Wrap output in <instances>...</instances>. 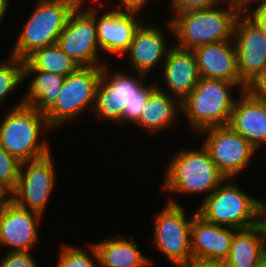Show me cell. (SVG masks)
Returning <instances> with one entry per match:
<instances>
[{
    "label": "cell",
    "instance_id": "2",
    "mask_svg": "<svg viewBox=\"0 0 266 267\" xmlns=\"http://www.w3.org/2000/svg\"><path fill=\"white\" fill-rule=\"evenodd\" d=\"M23 101L20 100L10 109L0 123V144L21 163L37 160L51 153L47 140H40L44 127L51 129L45 113L24 104Z\"/></svg>",
    "mask_w": 266,
    "mask_h": 267
},
{
    "label": "cell",
    "instance_id": "27",
    "mask_svg": "<svg viewBox=\"0 0 266 267\" xmlns=\"http://www.w3.org/2000/svg\"><path fill=\"white\" fill-rule=\"evenodd\" d=\"M6 61H0V105L24 80V60L10 55Z\"/></svg>",
    "mask_w": 266,
    "mask_h": 267
},
{
    "label": "cell",
    "instance_id": "14",
    "mask_svg": "<svg viewBox=\"0 0 266 267\" xmlns=\"http://www.w3.org/2000/svg\"><path fill=\"white\" fill-rule=\"evenodd\" d=\"M193 52L200 77L232 82L245 91L246 86L241 82L238 71L234 39L199 46Z\"/></svg>",
    "mask_w": 266,
    "mask_h": 267
},
{
    "label": "cell",
    "instance_id": "18",
    "mask_svg": "<svg viewBox=\"0 0 266 267\" xmlns=\"http://www.w3.org/2000/svg\"><path fill=\"white\" fill-rule=\"evenodd\" d=\"M162 66V78L169 90V95L182 102L195 88L199 81L197 60L192 50L172 45Z\"/></svg>",
    "mask_w": 266,
    "mask_h": 267
},
{
    "label": "cell",
    "instance_id": "9",
    "mask_svg": "<svg viewBox=\"0 0 266 267\" xmlns=\"http://www.w3.org/2000/svg\"><path fill=\"white\" fill-rule=\"evenodd\" d=\"M54 166L51 153L43 158L21 163L17 184L9 193V199L21 208L43 216L55 184Z\"/></svg>",
    "mask_w": 266,
    "mask_h": 267
},
{
    "label": "cell",
    "instance_id": "4",
    "mask_svg": "<svg viewBox=\"0 0 266 267\" xmlns=\"http://www.w3.org/2000/svg\"><path fill=\"white\" fill-rule=\"evenodd\" d=\"M168 164L163 189L170 193L191 195L206 192V198L226 180L203 145L199 150L178 151Z\"/></svg>",
    "mask_w": 266,
    "mask_h": 267
},
{
    "label": "cell",
    "instance_id": "22",
    "mask_svg": "<svg viewBox=\"0 0 266 267\" xmlns=\"http://www.w3.org/2000/svg\"><path fill=\"white\" fill-rule=\"evenodd\" d=\"M101 267H146L151 261L138 249L133 239L111 237L94 243Z\"/></svg>",
    "mask_w": 266,
    "mask_h": 267
},
{
    "label": "cell",
    "instance_id": "36",
    "mask_svg": "<svg viewBox=\"0 0 266 267\" xmlns=\"http://www.w3.org/2000/svg\"><path fill=\"white\" fill-rule=\"evenodd\" d=\"M187 267H228L225 262L192 260Z\"/></svg>",
    "mask_w": 266,
    "mask_h": 267
},
{
    "label": "cell",
    "instance_id": "15",
    "mask_svg": "<svg viewBox=\"0 0 266 267\" xmlns=\"http://www.w3.org/2000/svg\"><path fill=\"white\" fill-rule=\"evenodd\" d=\"M237 230L208 222L195 211L190 236L193 260L224 262Z\"/></svg>",
    "mask_w": 266,
    "mask_h": 267
},
{
    "label": "cell",
    "instance_id": "12",
    "mask_svg": "<svg viewBox=\"0 0 266 267\" xmlns=\"http://www.w3.org/2000/svg\"><path fill=\"white\" fill-rule=\"evenodd\" d=\"M233 39L240 79L247 86L266 65V36L248 13H240L235 20Z\"/></svg>",
    "mask_w": 266,
    "mask_h": 267
},
{
    "label": "cell",
    "instance_id": "25",
    "mask_svg": "<svg viewBox=\"0 0 266 267\" xmlns=\"http://www.w3.org/2000/svg\"><path fill=\"white\" fill-rule=\"evenodd\" d=\"M80 66L56 44L36 49L24 59V70H40L63 75L74 73Z\"/></svg>",
    "mask_w": 266,
    "mask_h": 267
},
{
    "label": "cell",
    "instance_id": "30",
    "mask_svg": "<svg viewBox=\"0 0 266 267\" xmlns=\"http://www.w3.org/2000/svg\"><path fill=\"white\" fill-rule=\"evenodd\" d=\"M0 267H38L31 251H9L0 261Z\"/></svg>",
    "mask_w": 266,
    "mask_h": 267
},
{
    "label": "cell",
    "instance_id": "24",
    "mask_svg": "<svg viewBox=\"0 0 266 267\" xmlns=\"http://www.w3.org/2000/svg\"><path fill=\"white\" fill-rule=\"evenodd\" d=\"M103 66L102 75L96 88L93 111L98 119L121 124L120 71L112 74ZM110 74V75H109Z\"/></svg>",
    "mask_w": 266,
    "mask_h": 267
},
{
    "label": "cell",
    "instance_id": "17",
    "mask_svg": "<svg viewBox=\"0 0 266 267\" xmlns=\"http://www.w3.org/2000/svg\"><path fill=\"white\" fill-rule=\"evenodd\" d=\"M231 112L228 125L241 134L256 150L266 144V100L242 91Z\"/></svg>",
    "mask_w": 266,
    "mask_h": 267
},
{
    "label": "cell",
    "instance_id": "20",
    "mask_svg": "<svg viewBox=\"0 0 266 267\" xmlns=\"http://www.w3.org/2000/svg\"><path fill=\"white\" fill-rule=\"evenodd\" d=\"M266 259V220L238 229L233 236L230 253L224 261L228 267H258Z\"/></svg>",
    "mask_w": 266,
    "mask_h": 267
},
{
    "label": "cell",
    "instance_id": "3",
    "mask_svg": "<svg viewBox=\"0 0 266 267\" xmlns=\"http://www.w3.org/2000/svg\"><path fill=\"white\" fill-rule=\"evenodd\" d=\"M230 180L226 178L208 197L203 198L197 214L208 222L234 229H246L262 222L265 217L264 201L246 194Z\"/></svg>",
    "mask_w": 266,
    "mask_h": 267
},
{
    "label": "cell",
    "instance_id": "13",
    "mask_svg": "<svg viewBox=\"0 0 266 267\" xmlns=\"http://www.w3.org/2000/svg\"><path fill=\"white\" fill-rule=\"evenodd\" d=\"M41 219L39 213L21 208L8 199L0 207V245L10 247V251L30 252L37 244V225Z\"/></svg>",
    "mask_w": 266,
    "mask_h": 267
},
{
    "label": "cell",
    "instance_id": "39",
    "mask_svg": "<svg viewBox=\"0 0 266 267\" xmlns=\"http://www.w3.org/2000/svg\"><path fill=\"white\" fill-rule=\"evenodd\" d=\"M9 199L8 193L0 186V207Z\"/></svg>",
    "mask_w": 266,
    "mask_h": 267
},
{
    "label": "cell",
    "instance_id": "37",
    "mask_svg": "<svg viewBox=\"0 0 266 267\" xmlns=\"http://www.w3.org/2000/svg\"><path fill=\"white\" fill-rule=\"evenodd\" d=\"M232 1L236 4V6L238 7L240 13L249 12V10H248L249 7L248 6L253 2H256V1L258 3L260 2V4L257 5L256 7H259V6H261V5L266 3V0H232Z\"/></svg>",
    "mask_w": 266,
    "mask_h": 267
},
{
    "label": "cell",
    "instance_id": "28",
    "mask_svg": "<svg viewBox=\"0 0 266 267\" xmlns=\"http://www.w3.org/2000/svg\"><path fill=\"white\" fill-rule=\"evenodd\" d=\"M90 255L86 250L69 245H62L57 267H97L99 256L94 244H90ZM94 260V261H93Z\"/></svg>",
    "mask_w": 266,
    "mask_h": 267
},
{
    "label": "cell",
    "instance_id": "33",
    "mask_svg": "<svg viewBox=\"0 0 266 267\" xmlns=\"http://www.w3.org/2000/svg\"><path fill=\"white\" fill-rule=\"evenodd\" d=\"M147 99H132L129 101L128 106L124 107L123 124L128 122L135 123L139 120L142 110L145 107Z\"/></svg>",
    "mask_w": 266,
    "mask_h": 267
},
{
    "label": "cell",
    "instance_id": "1",
    "mask_svg": "<svg viewBox=\"0 0 266 267\" xmlns=\"http://www.w3.org/2000/svg\"><path fill=\"white\" fill-rule=\"evenodd\" d=\"M228 9L212 6L179 13L168 21V29L177 37L175 46L194 50L210 43L233 39L234 24L240 11L232 0H226Z\"/></svg>",
    "mask_w": 266,
    "mask_h": 267
},
{
    "label": "cell",
    "instance_id": "34",
    "mask_svg": "<svg viewBox=\"0 0 266 267\" xmlns=\"http://www.w3.org/2000/svg\"><path fill=\"white\" fill-rule=\"evenodd\" d=\"M248 14L259 24L266 36V3L255 8L254 11L249 9Z\"/></svg>",
    "mask_w": 266,
    "mask_h": 267
},
{
    "label": "cell",
    "instance_id": "5",
    "mask_svg": "<svg viewBox=\"0 0 266 267\" xmlns=\"http://www.w3.org/2000/svg\"><path fill=\"white\" fill-rule=\"evenodd\" d=\"M235 85L225 80L199 78L195 88L181 102V112L194 131L228 125L236 102L230 89Z\"/></svg>",
    "mask_w": 266,
    "mask_h": 267
},
{
    "label": "cell",
    "instance_id": "35",
    "mask_svg": "<svg viewBox=\"0 0 266 267\" xmlns=\"http://www.w3.org/2000/svg\"><path fill=\"white\" fill-rule=\"evenodd\" d=\"M124 8L121 10L128 13L141 12L140 10L148 3V0H120Z\"/></svg>",
    "mask_w": 266,
    "mask_h": 267
},
{
    "label": "cell",
    "instance_id": "41",
    "mask_svg": "<svg viewBox=\"0 0 266 267\" xmlns=\"http://www.w3.org/2000/svg\"><path fill=\"white\" fill-rule=\"evenodd\" d=\"M264 219L266 220V203H265V217H264Z\"/></svg>",
    "mask_w": 266,
    "mask_h": 267
},
{
    "label": "cell",
    "instance_id": "10",
    "mask_svg": "<svg viewBox=\"0 0 266 267\" xmlns=\"http://www.w3.org/2000/svg\"><path fill=\"white\" fill-rule=\"evenodd\" d=\"M85 2L81 0L70 13L57 45L80 67L103 66L98 60L100 47L95 17L88 10H82Z\"/></svg>",
    "mask_w": 266,
    "mask_h": 267
},
{
    "label": "cell",
    "instance_id": "16",
    "mask_svg": "<svg viewBox=\"0 0 266 267\" xmlns=\"http://www.w3.org/2000/svg\"><path fill=\"white\" fill-rule=\"evenodd\" d=\"M87 10L95 17L100 49L109 54L122 55L126 53L134 33L142 24L141 20L138 22L135 20L136 13L123 12L119 8L107 11L98 19L97 8L91 7Z\"/></svg>",
    "mask_w": 266,
    "mask_h": 267
},
{
    "label": "cell",
    "instance_id": "8",
    "mask_svg": "<svg viewBox=\"0 0 266 267\" xmlns=\"http://www.w3.org/2000/svg\"><path fill=\"white\" fill-rule=\"evenodd\" d=\"M182 206L172 198L154 218L153 243L168 260L178 267H187L193 260L191 252V225Z\"/></svg>",
    "mask_w": 266,
    "mask_h": 267
},
{
    "label": "cell",
    "instance_id": "40",
    "mask_svg": "<svg viewBox=\"0 0 266 267\" xmlns=\"http://www.w3.org/2000/svg\"><path fill=\"white\" fill-rule=\"evenodd\" d=\"M258 267H266V259Z\"/></svg>",
    "mask_w": 266,
    "mask_h": 267
},
{
    "label": "cell",
    "instance_id": "6",
    "mask_svg": "<svg viewBox=\"0 0 266 267\" xmlns=\"http://www.w3.org/2000/svg\"><path fill=\"white\" fill-rule=\"evenodd\" d=\"M81 0H40L25 21L10 55L24 60L33 51L57 43L70 13Z\"/></svg>",
    "mask_w": 266,
    "mask_h": 267
},
{
    "label": "cell",
    "instance_id": "23",
    "mask_svg": "<svg viewBox=\"0 0 266 267\" xmlns=\"http://www.w3.org/2000/svg\"><path fill=\"white\" fill-rule=\"evenodd\" d=\"M31 74L35 75L29 83L28 94L22 98L23 102L39 112L46 113L56 102L65 77L47 71L24 70V80Z\"/></svg>",
    "mask_w": 266,
    "mask_h": 267
},
{
    "label": "cell",
    "instance_id": "21",
    "mask_svg": "<svg viewBox=\"0 0 266 267\" xmlns=\"http://www.w3.org/2000/svg\"><path fill=\"white\" fill-rule=\"evenodd\" d=\"M163 90L157 86L149 94L141 116L135 123L152 134L172 126L181 110V102Z\"/></svg>",
    "mask_w": 266,
    "mask_h": 267
},
{
    "label": "cell",
    "instance_id": "26",
    "mask_svg": "<svg viewBox=\"0 0 266 267\" xmlns=\"http://www.w3.org/2000/svg\"><path fill=\"white\" fill-rule=\"evenodd\" d=\"M139 78L134 75L124 74L120 70V96H121V124H123L124 107L132 99H147L149 94L158 86V84L142 85L146 75L137 73ZM139 79V80H138ZM143 81V82H142Z\"/></svg>",
    "mask_w": 266,
    "mask_h": 267
},
{
    "label": "cell",
    "instance_id": "31",
    "mask_svg": "<svg viewBox=\"0 0 266 267\" xmlns=\"http://www.w3.org/2000/svg\"><path fill=\"white\" fill-rule=\"evenodd\" d=\"M223 0H171V7L174 9L175 15L199 9L210 8L220 5ZM225 2V0H224Z\"/></svg>",
    "mask_w": 266,
    "mask_h": 267
},
{
    "label": "cell",
    "instance_id": "38",
    "mask_svg": "<svg viewBox=\"0 0 266 267\" xmlns=\"http://www.w3.org/2000/svg\"><path fill=\"white\" fill-rule=\"evenodd\" d=\"M8 5H9V0H0V22L6 14Z\"/></svg>",
    "mask_w": 266,
    "mask_h": 267
},
{
    "label": "cell",
    "instance_id": "11",
    "mask_svg": "<svg viewBox=\"0 0 266 267\" xmlns=\"http://www.w3.org/2000/svg\"><path fill=\"white\" fill-rule=\"evenodd\" d=\"M208 136L203 146L218 170L229 179L247 167L257 150L229 125L209 127L199 132Z\"/></svg>",
    "mask_w": 266,
    "mask_h": 267
},
{
    "label": "cell",
    "instance_id": "32",
    "mask_svg": "<svg viewBox=\"0 0 266 267\" xmlns=\"http://www.w3.org/2000/svg\"><path fill=\"white\" fill-rule=\"evenodd\" d=\"M245 91L256 98L266 100V65L246 86Z\"/></svg>",
    "mask_w": 266,
    "mask_h": 267
},
{
    "label": "cell",
    "instance_id": "29",
    "mask_svg": "<svg viewBox=\"0 0 266 267\" xmlns=\"http://www.w3.org/2000/svg\"><path fill=\"white\" fill-rule=\"evenodd\" d=\"M21 162L0 144V186L9 194L16 186Z\"/></svg>",
    "mask_w": 266,
    "mask_h": 267
},
{
    "label": "cell",
    "instance_id": "7",
    "mask_svg": "<svg viewBox=\"0 0 266 267\" xmlns=\"http://www.w3.org/2000/svg\"><path fill=\"white\" fill-rule=\"evenodd\" d=\"M103 66L79 67L63 80V87L54 105L45 113L50 128L79 117L81 112L95 105L96 88Z\"/></svg>",
    "mask_w": 266,
    "mask_h": 267
},
{
    "label": "cell",
    "instance_id": "19",
    "mask_svg": "<svg viewBox=\"0 0 266 267\" xmlns=\"http://www.w3.org/2000/svg\"><path fill=\"white\" fill-rule=\"evenodd\" d=\"M159 28L151 25L141 24L136 30L131 41L128 54L129 62L136 73L150 74V69L155 68L158 63H164L172 46H167Z\"/></svg>",
    "mask_w": 266,
    "mask_h": 267
}]
</instances>
